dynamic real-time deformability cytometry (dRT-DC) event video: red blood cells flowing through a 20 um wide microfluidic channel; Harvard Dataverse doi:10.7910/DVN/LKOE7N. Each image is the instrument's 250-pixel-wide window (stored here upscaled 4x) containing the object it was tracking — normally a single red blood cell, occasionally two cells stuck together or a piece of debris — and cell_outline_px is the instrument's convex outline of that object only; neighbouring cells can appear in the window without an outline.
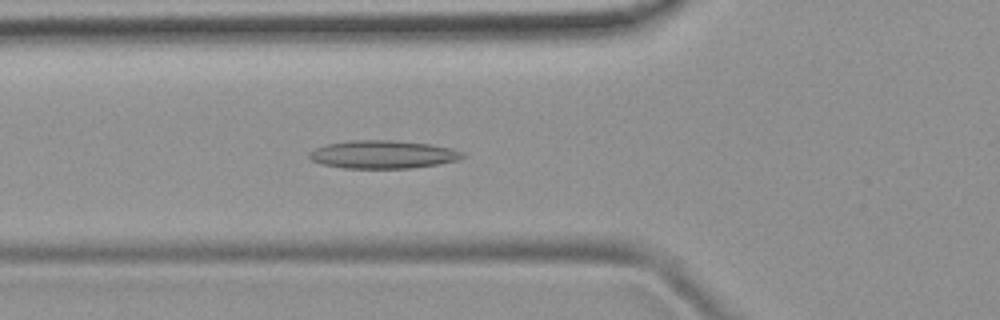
{"species": "common noctule bat (a hibernating species)", "species_latin": "Nyctalus noctula", "temperature_condition": "room temperature", "stored_images_in_passage": 41, "camera_frame_rate_fps": 3000, "um_per_image_px": 0.085, "animal": {"sex": "female", "body_mass_g": 19.9}, "frame": {"image": 1, "passage_image": 8, "time_ms": 2.333, "image_size_px": [1000, 320], "cell_outline_px": [[464, 156], [456, 160], [436, 164], [412, 168], [344, 168], [320, 164], [312, 160], [308, 156], [308, 152], [316, 148], [328, 144], [352, 140], [396, 140], [428, 144], [452, 148], [460, 152]], "centroid_in_image_um": [32.49, 13.13], "position_along_channel_um": 93.3, "area_um2": 24.85}}
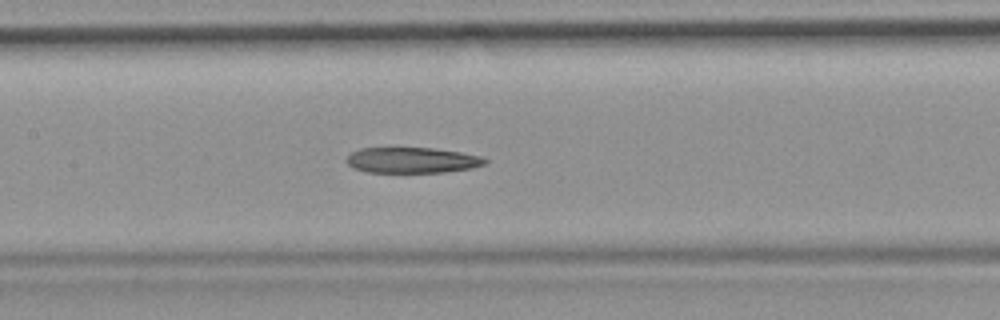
{"frame": {"image": 2, "passage_image": 14, "time_ms": 4.333, "image_size_px": [1000, 320], "cell_outline_px": [[488, 164], [472, 168], [444, 172], [368, 172], [352, 168], [344, 160], [352, 152], [360, 148], [432, 148], [460, 152], [480, 156], [488, 160]], "centroid_in_image_um": [35.03, 13.62], "position_along_channel_um": 172.4, "area_um2": 20.75}}
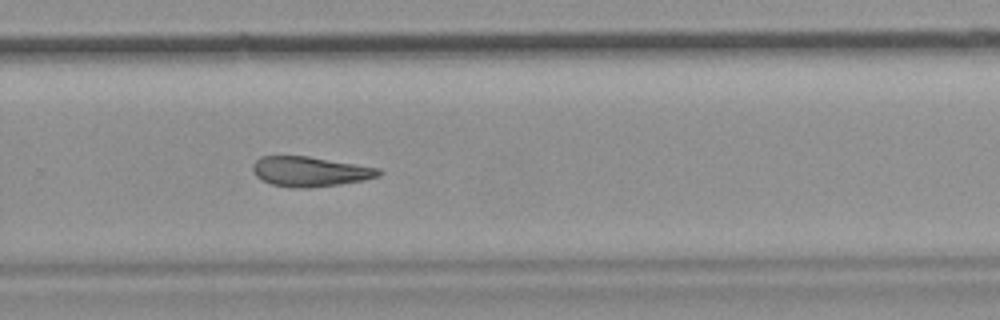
{"frame": {"image": 3, "passage_image": 24, "time_ms": 7.667, "image_size_px": [1000, 320], "cell_outline_px": [[384, 172], [380, 176], [364, 180], [340, 184], [308, 188], [292, 188], [272, 184], [260, 180], [252, 172], [252, 164], [260, 156], [308, 156], [380, 168]], "centroid_in_image_um": [26.35, 14.58], "position_along_channel_um": 303.5, "area_um2": 22.2}, "authors_computed_cell_mechanics": {"area_um2": 22.5998, "velocity_mm_per_s": 3.943, "shape_relaxation_time_tau1_ms": null, "shape_relaxation_time_tau2_ms": 7.7215, "deformation_change_tau1": null, "deformation_change_tau2": 0.2053}}